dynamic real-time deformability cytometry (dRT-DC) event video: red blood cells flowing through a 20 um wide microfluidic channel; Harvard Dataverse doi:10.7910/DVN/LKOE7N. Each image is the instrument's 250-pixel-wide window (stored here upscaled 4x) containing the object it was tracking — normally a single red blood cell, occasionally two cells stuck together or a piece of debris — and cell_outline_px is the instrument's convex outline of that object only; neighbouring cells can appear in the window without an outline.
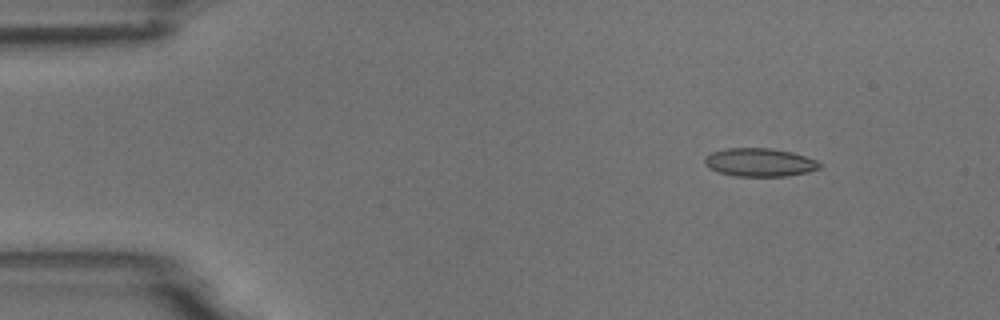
{"species": "common noctule bat (a hibernating species)", "species_latin": "Nyctalus noctula", "temperature_condition": "room temperature", "stored_images_in_passage": 8, "camera_frame_rate_fps": 3000, "um_per_image_px": 0.085, "animal": {"sex": "male", "body_mass_g": 18.8}, "frame": {"image": 1, "passage_image": 2, "time_ms": 1.333, "image_size_px": [1000, 320], "cell_outline_px": [[820, 168], [808, 172], [784, 176], [732, 176], [716, 172], [708, 168], [704, 164], [704, 156], [712, 152], [728, 148], [772, 148], [792, 152], [816, 160], [820, 164]], "centroid_in_image_um": [64.51, 13.8], "position_along_channel_um": 20.5, "area_um2": 19.07}}
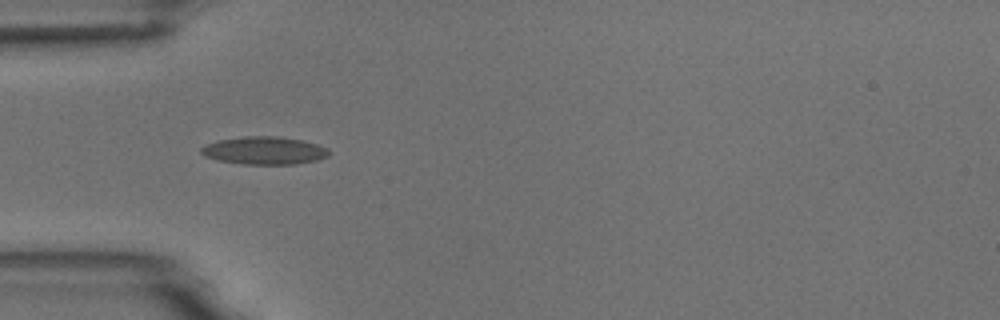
{"frame": {"image": 2, "passage_image": 5, "time_ms": 4.667, "image_size_px": [1000, 320], "cell_outline_px": [[332, 152], [328, 156], [320, 160], [296, 164], [244, 164], [216, 160], [204, 156], [200, 152], [200, 148], [216, 140], [244, 136], [276, 136], [300, 140], [316, 144], [328, 148]], "centroid_in_image_um": [22.48, 12.8], "position_along_channel_um": 62.5, "area_um2": 20.87}}